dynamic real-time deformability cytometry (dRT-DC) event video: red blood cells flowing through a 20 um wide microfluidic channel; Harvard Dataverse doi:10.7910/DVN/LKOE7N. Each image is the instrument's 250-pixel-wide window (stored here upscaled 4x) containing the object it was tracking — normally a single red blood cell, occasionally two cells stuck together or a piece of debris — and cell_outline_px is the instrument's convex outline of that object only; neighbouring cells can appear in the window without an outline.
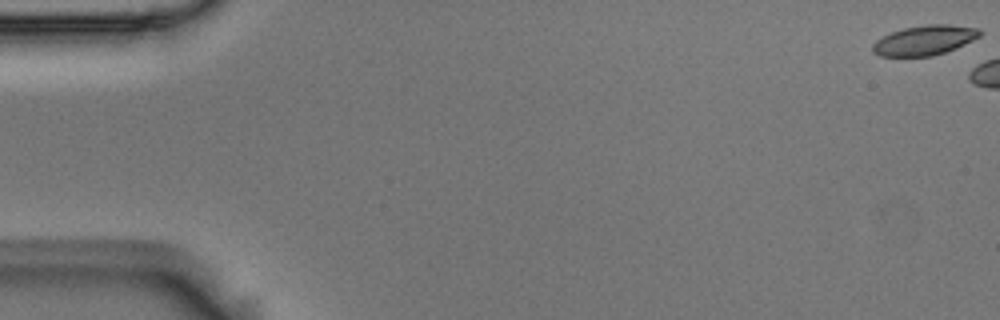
{"species": "Egyptian fruit bat (a non-hibernating species)", "species_latin": "Rousettus aegyptiacus", "temperature_condition": "room temperature", "stored_images_in_passage": 6, "camera_frame_rate_fps": 3000, "um_per_image_px": 0.085, "animal": {"sex": "male"}, "frame": {"image": 1, "passage_image": 1, "time_ms": 0.0, "image_size_px": [1000, 320], "cell_outline_px": [[984, 32], [980, 36], [956, 48], [932, 56], [880, 56], [872, 52], [872, 44], [876, 40], [892, 32], [904, 28], [928, 24], [948, 24], [980, 28]], "centroid_in_image_um": [78.61, 3.41], "position_along_channel_um": 6.4, "area_um2": 18.61}}